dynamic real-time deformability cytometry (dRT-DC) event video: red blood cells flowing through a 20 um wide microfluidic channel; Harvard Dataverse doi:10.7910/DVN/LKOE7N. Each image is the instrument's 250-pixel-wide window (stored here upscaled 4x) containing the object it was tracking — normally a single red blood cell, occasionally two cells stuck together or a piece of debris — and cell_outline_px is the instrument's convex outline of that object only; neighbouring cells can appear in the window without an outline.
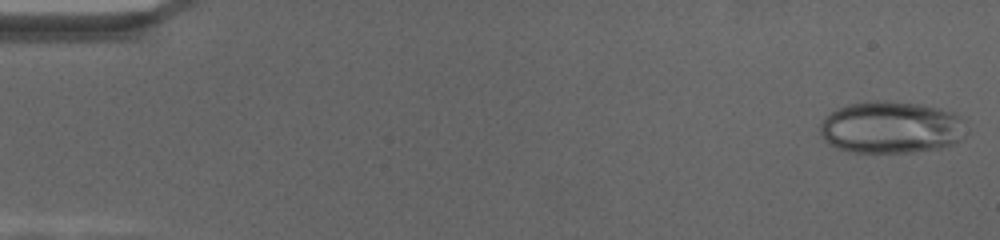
{"species": "human", "species_latin": "Homo sapiens", "temperature_condition": "cold", "stored_images_in_passage": 66, "camera_frame_rate_fps": 3000, "um_per_image_px": 0.085, "donor": {"sex": "female"}, "frame": {"image": 1, "passage_image": 2, "time_ms": 0.333, "image_size_px": [1000, 240], "cell_outline_px": [[968, 120], [964, 140], [952, 144], [936, 148], [912, 152], [856, 152], [840, 148], [828, 144], [820, 136], [820, 124], [832, 112], [848, 104], [872, 100], [880, 100], [920, 104], [940, 108], [952, 112]], "centroid_in_image_um": [75.81, 10.82], "position_along_channel_um": 9.2, "area_um2": 44.62}}
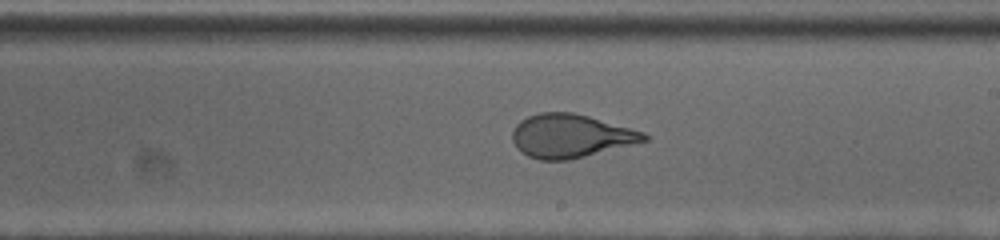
{"frame": {"image": 2, "passage_image": 41, "time_ms": 13.333, "image_size_px": [1000, 240], "cell_outline_px": [[648, 140], [568, 160], [540, 160], [528, 156], [516, 148], [512, 140], [512, 132], [516, 124], [520, 120], [528, 116], [540, 112], [572, 112], [588, 116], [644, 132], [648, 136]], "centroid_in_image_um": [48.45, 11.55], "position_along_channel_um": 240.5, "area_um2": 33.06}}
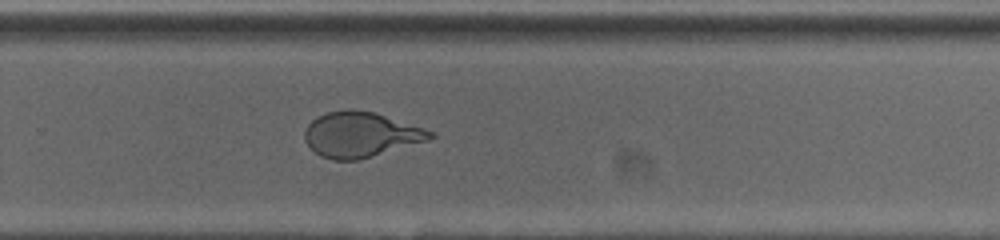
{"frame": {"image": 3, "passage_image": 47, "time_ms": 15.333, "image_size_px": [1000, 240], "cell_outline_px": [[436, 136], [432, 140], [356, 160], [332, 160], [320, 156], [304, 140], [304, 132], [308, 124], [316, 116], [328, 112], [348, 108], [352, 108], [372, 112], [424, 128], [432, 132]], "centroid_in_image_um": [30.65, 11.44], "position_along_channel_um": 299.2, "area_um2": 33.0}}